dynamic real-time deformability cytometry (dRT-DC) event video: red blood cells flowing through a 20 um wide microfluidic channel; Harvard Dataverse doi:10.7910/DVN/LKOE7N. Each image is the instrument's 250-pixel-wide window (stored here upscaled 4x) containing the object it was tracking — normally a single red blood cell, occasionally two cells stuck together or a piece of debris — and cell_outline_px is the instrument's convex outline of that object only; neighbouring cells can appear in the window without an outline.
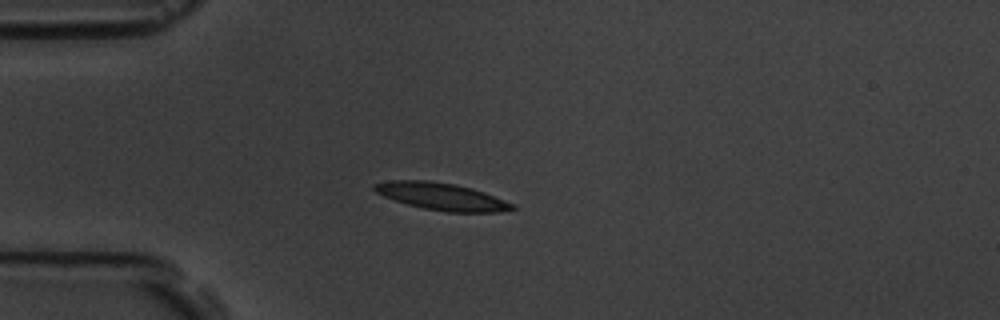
{"species": "common noctule bat (a hibernating species)", "species_latin": "Nyctalus noctula", "temperature_condition": "room temperature", "stored_images_in_passage": 12, "camera_frame_rate_fps": 3000, "um_per_image_px": 0.085, "animal": {"sex": "male", "body_mass_g": 19.5, "forearm_length_mm": 54.6}, "frame": {"image": 1, "passage_image": 3, "time_ms": 3.333, "image_size_px": [1000, 320], "cell_outline_px": [[516, 208], [500, 212], [448, 212], [424, 208], [408, 204], [384, 196], [376, 192], [372, 188], [372, 184], [392, 180], [428, 180], [456, 184], [472, 188], [484, 192], [516, 204]], "centroid_in_image_um": [37.57, 16.69], "position_along_channel_um": 47.4, "area_um2": 21.85}}
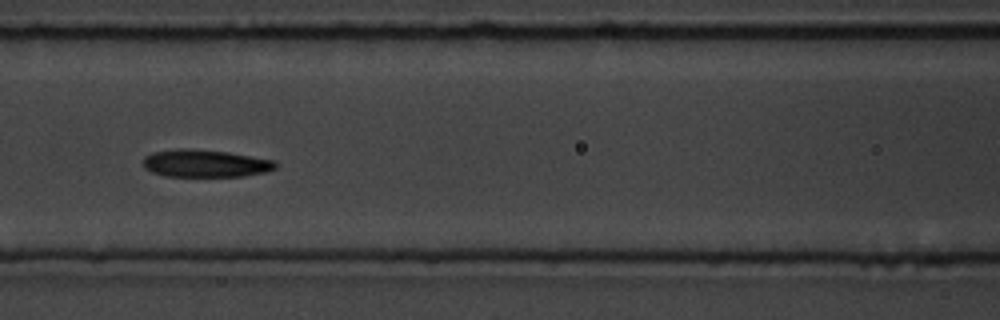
{"frame": {"image": 2, "passage_image": 6, "time_ms": 6.667, "image_size_px": [1000, 320], "cell_outline_px": [[276, 168], [264, 172], [244, 176], [164, 176], [152, 172], [144, 168], [144, 156], [152, 152], [176, 148], [184, 148], [228, 152], [272, 160], [276, 164]], "centroid_in_image_um": [17.39, 13.88], "position_along_channel_um": 149.2, "area_um2": 21.1}}
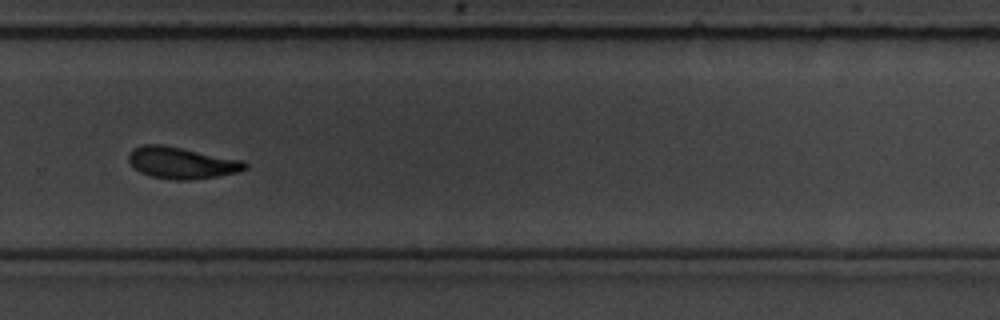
{"frame": {"image": 3, "passage_image": 10, "time_ms": 11.333, "image_size_px": [1000, 320], "cell_outline_px": [[248, 168], [240, 172], [220, 176], [188, 180], [176, 180], [152, 176], [140, 172], [128, 160], [128, 152], [132, 148], [140, 144], [160, 144], [244, 160], [248, 164]], "centroid_in_image_um": [15.46, 13.83], "position_along_channel_um": 314.3, "area_um2": 21.56}, "authors_computed_cell_mechanics": {"area_um2": 21.1837, "velocity_mm_per_s": 3.5493, "shape_relaxation_time_tau1_ms": 2.8903, "shape_relaxation_time_tau2_ms": 2.5864, "deformation_change_tau1": 0.1312, "deformation_change_tau2": 0.0936}}